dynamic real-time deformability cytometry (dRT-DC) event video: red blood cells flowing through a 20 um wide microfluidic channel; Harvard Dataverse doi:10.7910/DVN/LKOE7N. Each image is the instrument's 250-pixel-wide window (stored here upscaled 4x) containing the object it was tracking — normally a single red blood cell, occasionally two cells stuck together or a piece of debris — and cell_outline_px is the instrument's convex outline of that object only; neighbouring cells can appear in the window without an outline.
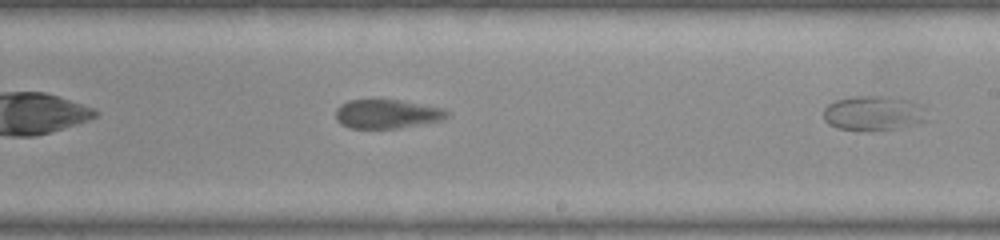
{"species": "common noctule bat (a hibernating species)", "species_latin": "Nyctalus noctula", "temperature_condition": "warm", "stored_images_in_passage": 21, "camera_frame_rate_fps": 3000, "um_per_image_px": 0.085, "animal": {"sex": "female", "body_mass_g": 22.0, "forearm_length_mm": 56.7}, "frame": {"image": 1, "passage_image": 15, "time_ms": 4.667, "image_size_px": [1000, 240], "cell_outline_px": [[448, 116], [440, 120], [400, 128], [348, 128], [340, 124], [336, 120], [336, 108], [340, 104], [348, 100], [396, 100], [440, 108], [448, 112]], "centroid_in_image_um": [32.8, 9.7], "position_along_channel_um": 256.2, "area_um2": 18.5}}